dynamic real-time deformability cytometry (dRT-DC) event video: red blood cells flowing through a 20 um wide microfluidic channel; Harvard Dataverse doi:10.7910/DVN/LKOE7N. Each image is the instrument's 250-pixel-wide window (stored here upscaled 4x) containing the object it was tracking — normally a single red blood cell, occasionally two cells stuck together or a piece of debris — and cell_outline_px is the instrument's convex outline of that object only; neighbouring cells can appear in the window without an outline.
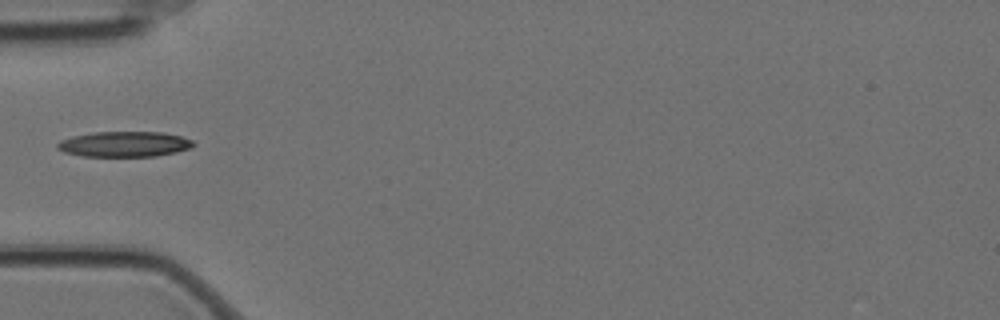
{"species": "Egyptian fruit bat (a non-hibernating species)", "species_latin": "Rousettus aegyptiacus", "temperature_condition": "cold", "stored_images_in_passage": 40, "camera_frame_rate_fps": 3000, "um_per_image_px": 0.085, "animal": {"sex": "female"}, "frame": {"image": 1, "passage_image": 1, "time_ms": 0.0, "image_size_px": [1000, 320], "cell_outline_px": [[196, 144], [188, 148], [176, 152], [156, 156], [84, 156], [64, 152], [56, 148], [56, 144], [60, 140], [72, 136], [92, 132], [164, 132], [180, 136], [192, 140]], "centroid_in_image_um": [10.55, 12.24], "position_along_channel_um": 74.5, "area_um2": 20.11}}
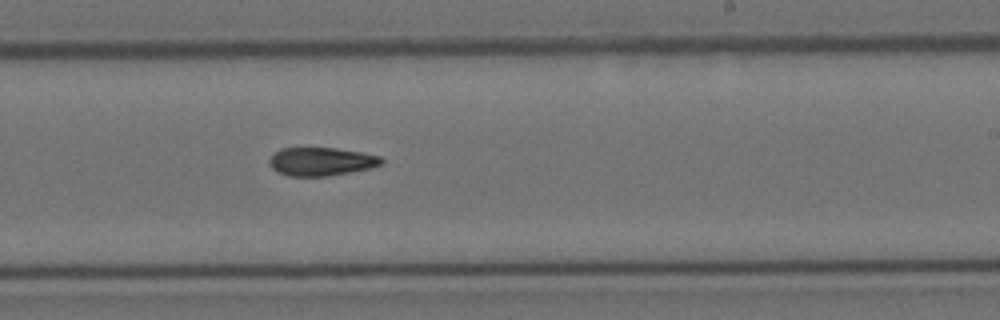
{"frame": {"image": 2, "passage_image": 17, "time_ms": 5.333, "image_size_px": [1000, 320], "cell_outline_px": [[384, 164], [372, 168], [328, 176], [288, 176], [276, 172], [268, 164], [268, 160], [280, 148], [336, 148], [360, 152], [380, 156], [384, 160]], "centroid_in_image_um": [27.31, 13.74], "position_along_channel_um": 261.7, "area_um2": 18.67}}
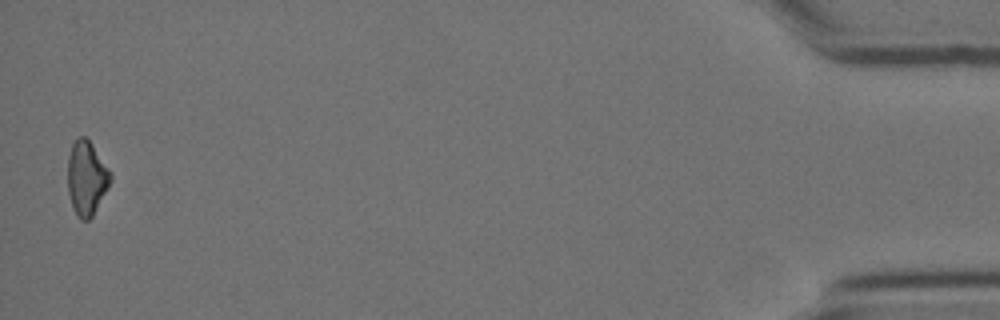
{"frame": {"image": 3, "passage_image": 39, "time_ms": 12.667, "image_size_px": [1000, 320], "cell_outline_px": [[112, 180], [108, 188], [92, 216], [88, 220], [80, 220], [76, 216], [68, 192], [68, 156], [72, 144], [80, 136], [84, 136], [92, 144], [112, 172]], "centroid_in_image_um": [7.37, 15.14], "position_along_channel_um": 427.8, "area_um2": 18.5}}